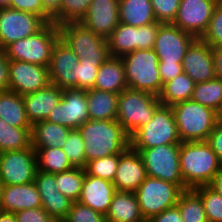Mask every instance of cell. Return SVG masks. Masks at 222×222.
<instances>
[{"mask_svg": "<svg viewBox=\"0 0 222 222\" xmlns=\"http://www.w3.org/2000/svg\"><path fill=\"white\" fill-rule=\"evenodd\" d=\"M63 90L56 85L40 89L23 97L26 116L31 125L46 120L50 111L58 104Z\"/></svg>", "mask_w": 222, "mask_h": 222, "instance_id": "cell-23", "label": "cell"}, {"mask_svg": "<svg viewBox=\"0 0 222 222\" xmlns=\"http://www.w3.org/2000/svg\"><path fill=\"white\" fill-rule=\"evenodd\" d=\"M127 87L145 91L156 96L161 94L163 84L159 73V59L153 49H137L121 57Z\"/></svg>", "mask_w": 222, "mask_h": 222, "instance_id": "cell-4", "label": "cell"}, {"mask_svg": "<svg viewBox=\"0 0 222 222\" xmlns=\"http://www.w3.org/2000/svg\"><path fill=\"white\" fill-rule=\"evenodd\" d=\"M37 172L36 152L23 150L0 153V178L4 185H23L34 181Z\"/></svg>", "mask_w": 222, "mask_h": 222, "instance_id": "cell-12", "label": "cell"}, {"mask_svg": "<svg viewBox=\"0 0 222 222\" xmlns=\"http://www.w3.org/2000/svg\"><path fill=\"white\" fill-rule=\"evenodd\" d=\"M36 152L37 170L57 174L74 168L62 148H33Z\"/></svg>", "mask_w": 222, "mask_h": 222, "instance_id": "cell-32", "label": "cell"}, {"mask_svg": "<svg viewBox=\"0 0 222 222\" xmlns=\"http://www.w3.org/2000/svg\"><path fill=\"white\" fill-rule=\"evenodd\" d=\"M161 24L162 23L156 21L151 24L139 27V49H153L155 38Z\"/></svg>", "mask_w": 222, "mask_h": 222, "instance_id": "cell-47", "label": "cell"}, {"mask_svg": "<svg viewBox=\"0 0 222 222\" xmlns=\"http://www.w3.org/2000/svg\"><path fill=\"white\" fill-rule=\"evenodd\" d=\"M179 156L185 190L209 185L222 168V163L207 141L181 142Z\"/></svg>", "mask_w": 222, "mask_h": 222, "instance_id": "cell-2", "label": "cell"}, {"mask_svg": "<svg viewBox=\"0 0 222 222\" xmlns=\"http://www.w3.org/2000/svg\"><path fill=\"white\" fill-rule=\"evenodd\" d=\"M194 190L201 196L208 222H222V195L208 185Z\"/></svg>", "mask_w": 222, "mask_h": 222, "instance_id": "cell-39", "label": "cell"}, {"mask_svg": "<svg viewBox=\"0 0 222 222\" xmlns=\"http://www.w3.org/2000/svg\"><path fill=\"white\" fill-rule=\"evenodd\" d=\"M43 20L55 23L61 17L62 0H42Z\"/></svg>", "mask_w": 222, "mask_h": 222, "instance_id": "cell-50", "label": "cell"}, {"mask_svg": "<svg viewBox=\"0 0 222 222\" xmlns=\"http://www.w3.org/2000/svg\"><path fill=\"white\" fill-rule=\"evenodd\" d=\"M212 55L214 61L215 75L222 79V47H213Z\"/></svg>", "mask_w": 222, "mask_h": 222, "instance_id": "cell-55", "label": "cell"}, {"mask_svg": "<svg viewBox=\"0 0 222 222\" xmlns=\"http://www.w3.org/2000/svg\"><path fill=\"white\" fill-rule=\"evenodd\" d=\"M168 144H181V140L171 106L161 104L153 118L130 136V147L149 149Z\"/></svg>", "mask_w": 222, "mask_h": 222, "instance_id": "cell-7", "label": "cell"}, {"mask_svg": "<svg viewBox=\"0 0 222 222\" xmlns=\"http://www.w3.org/2000/svg\"><path fill=\"white\" fill-rule=\"evenodd\" d=\"M8 0H0V7H5L7 6Z\"/></svg>", "mask_w": 222, "mask_h": 222, "instance_id": "cell-59", "label": "cell"}, {"mask_svg": "<svg viewBox=\"0 0 222 222\" xmlns=\"http://www.w3.org/2000/svg\"><path fill=\"white\" fill-rule=\"evenodd\" d=\"M181 192L176 184L147 176L135 191L144 220L176 206Z\"/></svg>", "mask_w": 222, "mask_h": 222, "instance_id": "cell-9", "label": "cell"}, {"mask_svg": "<svg viewBox=\"0 0 222 222\" xmlns=\"http://www.w3.org/2000/svg\"><path fill=\"white\" fill-rule=\"evenodd\" d=\"M120 156L121 154L109 155L88 162L86 174L113 182Z\"/></svg>", "mask_w": 222, "mask_h": 222, "instance_id": "cell-40", "label": "cell"}, {"mask_svg": "<svg viewBox=\"0 0 222 222\" xmlns=\"http://www.w3.org/2000/svg\"><path fill=\"white\" fill-rule=\"evenodd\" d=\"M46 22L38 15L0 7V49L38 32Z\"/></svg>", "mask_w": 222, "mask_h": 222, "instance_id": "cell-11", "label": "cell"}, {"mask_svg": "<svg viewBox=\"0 0 222 222\" xmlns=\"http://www.w3.org/2000/svg\"><path fill=\"white\" fill-rule=\"evenodd\" d=\"M3 189H4V183L2 182V180L0 178V206H1V198H2V194H3Z\"/></svg>", "mask_w": 222, "mask_h": 222, "instance_id": "cell-58", "label": "cell"}, {"mask_svg": "<svg viewBox=\"0 0 222 222\" xmlns=\"http://www.w3.org/2000/svg\"><path fill=\"white\" fill-rule=\"evenodd\" d=\"M13 214L17 222H57L42 207L21 210Z\"/></svg>", "mask_w": 222, "mask_h": 222, "instance_id": "cell-46", "label": "cell"}, {"mask_svg": "<svg viewBox=\"0 0 222 222\" xmlns=\"http://www.w3.org/2000/svg\"><path fill=\"white\" fill-rule=\"evenodd\" d=\"M119 22L134 27L156 22L151 0H119Z\"/></svg>", "mask_w": 222, "mask_h": 222, "instance_id": "cell-28", "label": "cell"}, {"mask_svg": "<svg viewBox=\"0 0 222 222\" xmlns=\"http://www.w3.org/2000/svg\"><path fill=\"white\" fill-rule=\"evenodd\" d=\"M62 149L74 167H86L84 140L78 129H71Z\"/></svg>", "mask_w": 222, "mask_h": 222, "instance_id": "cell-41", "label": "cell"}, {"mask_svg": "<svg viewBox=\"0 0 222 222\" xmlns=\"http://www.w3.org/2000/svg\"><path fill=\"white\" fill-rule=\"evenodd\" d=\"M41 196L33 182L23 185H4L0 211L16 213L41 207Z\"/></svg>", "mask_w": 222, "mask_h": 222, "instance_id": "cell-22", "label": "cell"}, {"mask_svg": "<svg viewBox=\"0 0 222 222\" xmlns=\"http://www.w3.org/2000/svg\"><path fill=\"white\" fill-rule=\"evenodd\" d=\"M213 47H222V0L216 3L210 23L200 38Z\"/></svg>", "mask_w": 222, "mask_h": 222, "instance_id": "cell-43", "label": "cell"}, {"mask_svg": "<svg viewBox=\"0 0 222 222\" xmlns=\"http://www.w3.org/2000/svg\"><path fill=\"white\" fill-rule=\"evenodd\" d=\"M51 84L48 67L9 60V91L24 96Z\"/></svg>", "mask_w": 222, "mask_h": 222, "instance_id": "cell-15", "label": "cell"}, {"mask_svg": "<svg viewBox=\"0 0 222 222\" xmlns=\"http://www.w3.org/2000/svg\"><path fill=\"white\" fill-rule=\"evenodd\" d=\"M176 206L183 222H208L201 196L194 189L183 190Z\"/></svg>", "mask_w": 222, "mask_h": 222, "instance_id": "cell-35", "label": "cell"}, {"mask_svg": "<svg viewBox=\"0 0 222 222\" xmlns=\"http://www.w3.org/2000/svg\"><path fill=\"white\" fill-rule=\"evenodd\" d=\"M191 100L220 114L222 109V79L217 77L194 86Z\"/></svg>", "mask_w": 222, "mask_h": 222, "instance_id": "cell-33", "label": "cell"}, {"mask_svg": "<svg viewBox=\"0 0 222 222\" xmlns=\"http://www.w3.org/2000/svg\"><path fill=\"white\" fill-rule=\"evenodd\" d=\"M34 183L39 193H50L58 191L55 182V174L45 173L37 170Z\"/></svg>", "mask_w": 222, "mask_h": 222, "instance_id": "cell-49", "label": "cell"}, {"mask_svg": "<svg viewBox=\"0 0 222 222\" xmlns=\"http://www.w3.org/2000/svg\"><path fill=\"white\" fill-rule=\"evenodd\" d=\"M146 177L147 172L140 153L131 147L124 150L113 180L116 191L135 192Z\"/></svg>", "mask_w": 222, "mask_h": 222, "instance_id": "cell-18", "label": "cell"}, {"mask_svg": "<svg viewBox=\"0 0 222 222\" xmlns=\"http://www.w3.org/2000/svg\"><path fill=\"white\" fill-rule=\"evenodd\" d=\"M106 40L110 56L122 57L139 49V27L120 22Z\"/></svg>", "mask_w": 222, "mask_h": 222, "instance_id": "cell-29", "label": "cell"}, {"mask_svg": "<svg viewBox=\"0 0 222 222\" xmlns=\"http://www.w3.org/2000/svg\"><path fill=\"white\" fill-rule=\"evenodd\" d=\"M7 7L30 12L40 16L43 19L42 0H8Z\"/></svg>", "mask_w": 222, "mask_h": 222, "instance_id": "cell-48", "label": "cell"}, {"mask_svg": "<svg viewBox=\"0 0 222 222\" xmlns=\"http://www.w3.org/2000/svg\"><path fill=\"white\" fill-rule=\"evenodd\" d=\"M143 159L147 176L176 184L182 191L185 184L180 171V144L158 145L149 149H134Z\"/></svg>", "mask_w": 222, "mask_h": 222, "instance_id": "cell-8", "label": "cell"}, {"mask_svg": "<svg viewBox=\"0 0 222 222\" xmlns=\"http://www.w3.org/2000/svg\"><path fill=\"white\" fill-rule=\"evenodd\" d=\"M161 105L158 96L139 90L124 89L119 93L116 120L131 136L148 123Z\"/></svg>", "mask_w": 222, "mask_h": 222, "instance_id": "cell-6", "label": "cell"}, {"mask_svg": "<svg viewBox=\"0 0 222 222\" xmlns=\"http://www.w3.org/2000/svg\"><path fill=\"white\" fill-rule=\"evenodd\" d=\"M39 194L42 200L41 207L57 222H62L66 218L73 201L59 191Z\"/></svg>", "mask_w": 222, "mask_h": 222, "instance_id": "cell-38", "label": "cell"}, {"mask_svg": "<svg viewBox=\"0 0 222 222\" xmlns=\"http://www.w3.org/2000/svg\"><path fill=\"white\" fill-rule=\"evenodd\" d=\"M84 140L86 165L130 147V136L117 120H88L78 127Z\"/></svg>", "mask_w": 222, "mask_h": 222, "instance_id": "cell-1", "label": "cell"}, {"mask_svg": "<svg viewBox=\"0 0 222 222\" xmlns=\"http://www.w3.org/2000/svg\"><path fill=\"white\" fill-rule=\"evenodd\" d=\"M0 222H17L13 213H6L0 211Z\"/></svg>", "mask_w": 222, "mask_h": 222, "instance_id": "cell-57", "label": "cell"}, {"mask_svg": "<svg viewBox=\"0 0 222 222\" xmlns=\"http://www.w3.org/2000/svg\"><path fill=\"white\" fill-rule=\"evenodd\" d=\"M86 96L90 120H116L119 94L93 88Z\"/></svg>", "mask_w": 222, "mask_h": 222, "instance_id": "cell-27", "label": "cell"}, {"mask_svg": "<svg viewBox=\"0 0 222 222\" xmlns=\"http://www.w3.org/2000/svg\"><path fill=\"white\" fill-rule=\"evenodd\" d=\"M0 118L11 126L31 128L28 121L23 97L16 92L0 91Z\"/></svg>", "mask_w": 222, "mask_h": 222, "instance_id": "cell-30", "label": "cell"}, {"mask_svg": "<svg viewBox=\"0 0 222 222\" xmlns=\"http://www.w3.org/2000/svg\"><path fill=\"white\" fill-rule=\"evenodd\" d=\"M9 90V60L4 50L0 49V91Z\"/></svg>", "mask_w": 222, "mask_h": 222, "instance_id": "cell-54", "label": "cell"}, {"mask_svg": "<svg viewBox=\"0 0 222 222\" xmlns=\"http://www.w3.org/2000/svg\"><path fill=\"white\" fill-rule=\"evenodd\" d=\"M78 62L79 57L62 38H59L54 45L48 66L51 84L62 90L72 89V70Z\"/></svg>", "mask_w": 222, "mask_h": 222, "instance_id": "cell-20", "label": "cell"}, {"mask_svg": "<svg viewBox=\"0 0 222 222\" xmlns=\"http://www.w3.org/2000/svg\"><path fill=\"white\" fill-rule=\"evenodd\" d=\"M85 173V168L74 167L71 170L55 174L58 191L73 202L79 201Z\"/></svg>", "mask_w": 222, "mask_h": 222, "instance_id": "cell-36", "label": "cell"}, {"mask_svg": "<svg viewBox=\"0 0 222 222\" xmlns=\"http://www.w3.org/2000/svg\"><path fill=\"white\" fill-rule=\"evenodd\" d=\"M207 142L211 146L212 150L218 156L220 162L222 163V120L220 119L213 131L209 134Z\"/></svg>", "mask_w": 222, "mask_h": 222, "instance_id": "cell-51", "label": "cell"}, {"mask_svg": "<svg viewBox=\"0 0 222 222\" xmlns=\"http://www.w3.org/2000/svg\"><path fill=\"white\" fill-rule=\"evenodd\" d=\"M104 62L79 58V62L72 70V89H93L99 67Z\"/></svg>", "mask_w": 222, "mask_h": 222, "instance_id": "cell-37", "label": "cell"}, {"mask_svg": "<svg viewBox=\"0 0 222 222\" xmlns=\"http://www.w3.org/2000/svg\"><path fill=\"white\" fill-rule=\"evenodd\" d=\"M146 222H183L180 210L177 206L166 209L159 215L153 216Z\"/></svg>", "mask_w": 222, "mask_h": 222, "instance_id": "cell-53", "label": "cell"}, {"mask_svg": "<svg viewBox=\"0 0 222 222\" xmlns=\"http://www.w3.org/2000/svg\"><path fill=\"white\" fill-rule=\"evenodd\" d=\"M115 192L113 182L85 173L79 202L105 216Z\"/></svg>", "mask_w": 222, "mask_h": 222, "instance_id": "cell-21", "label": "cell"}, {"mask_svg": "<svg viewBox=\"0 0 222 222\" xmlns=\"http://www.w3.org/2000/svg\"><path fill=\"white\" fill-rule=\"evenodd\" d=\"M219 118L222 120V109H221V112L219 114Z\"/></svg>", "mask_w": 222, "mask_h": 222, "instance_id": "cell-60", "label": "cell"}, {"mask_svg": "<svg viewBox=\"0 0 222 222\" xmlns=\"http://www.w3.org/2000/svg\"><path fill=\"white\" fill-rule=\"evenodd\" d=\"M80 23L107 39L120 23L119 0H92Z\"/></svg>", "mask_w": 222, "mask_h": 222, "instance_id": "cell-19", "label": "cell"}, {"mask_svg": "<svg viewBox=\"0 0 222 222\" xmlns=\"http://www.w3.org/2000/svg\"><path fill=\"white\" fill-rule=\"evenodd\" d=\"M60 38L79 57L91 61H106L110 56L107 40L80 22L59 25Z\"/></svg>", "mask_w": 222, "mask_h": 222, "instance_id": "cell-10", "label": "cell"}, {"mask_svg": "<svg viewBox=\"0 0 222 222\" xmlns=\"http://www.w3.org/2000/svg\"><path fill=\"white\" fill-rule=\"evenodd\" d=\"M31 147V128L11 126L0 118V153Z\"/></svg>", "mask_w": 222, "mask_h": 222, "instance_id": "cell-34", "label": "cell"}, {"mask_svg": "<svg viewBox=\"0 0 222 222\" xmlns=\"http://www.w3.org/2000/svg\"><path fill=\"white\" fill-rule=\"evenodd\" d=\"M171 108L181 142L207 141L220 120L216 111L191 99L176 103Z\"/></svg>", "mask_w": 222, "mask_h": 222, "instance_id": "cell-3", "label": "cell"}, {"mask_svg": "<svg viewBox=\"0 0 222 222\" xmlns=\"http://www.w3.org/2000/svg\"><path fill=\"white\" fill-rule=\"evenodd\" d=\"M194 86V81L183 72L163 85L161 94L158 96L160 103L172 106L176 103L189 100L192 96Z\"/></svg>", "mask_w": 222, "mask_h": 222, "instance_id": "cell-31", "label": "cell"}, {"mask_svg": "<svg viewBox=\"0 0 222 222\" xmlns=\"http://www.w3.org/2000/svg\"><path fill=\"white\" fill-rule=\"evenodd\" d=\"M59 38V27L48 22L35 34L8 45L4 52L8 60L48 67L54 45Z\"/></svg>", "mask_w": 222, "mask_h": 222, "instance_id": "cell-5", "label": "cell"}, {"mask_svg": "<svg viewBox=\"0 0 222 222\" xmlns=\"http://www.w3.org/2000/svg\"><path fill=\"white\" fill-rule=\"evenodd\" d=\"M196 38L172 23L159 26L153 50L159 63L182 64L186 50Z\"/></svg>", "mask_w": 222, "mask_h": 222, "instance_id": "cell-13", "label": "cell"}, {"mask_svg": "<svg viewBox=\"0 0 222 222\" xmlns=\"http://www.w3.org/2000/svg\"><path fill=\"white\" fill-rule=\"evenodd\" d=\"M92 0H62L61 17L54 23L57 26L65 23L80 22L89 9Z\"/></svg>", "mask_w": 222, "mask_h": 222, "instance_id": "cell-42", "label": "cell"}, {"mask_svg": "<svg viewBox=\"0 0 222 222\" xmlns=\"http://www.w3.org/2000/svg\"><path fill=\"white\" fill-rule=\"evenodd\" d=\"M71 128L46 120L31 125V146L33 148H62Z\"/></svg>", "mask_w": 222, "mask_h": 222, "instance_id": "cell-26", "label": "cell"}, {"mask_svg": "<svg viewBox=\"0 0 222 222\" xmlns=\"http://www.w3.org/2000/svg\"><path fill=\"white\" fill-rule=\"evenodd\" d=\"M158 69L163 85L183 73L182 64L159 63Z\"/></svg>", "mask_w": 222, "mask_h": 222, "instance_id": "cell-52", "label": "cell"}, {"mask_svg": "<svg viewBox=\"0 0 222 222\" xmlns=\"http://www.w3.org/2000/svg\"><path fill=\"white\" fill-rule=\"evenodd\" d=\"M218 0H181L172 23L184 32L201 38L205 33Z\"/></svg>", "mask_w": 222, "mask_h": 222, "instance_id": "cell-16", "label": "cell"}, {"mask_svg": "<svg viewBox=\"0 0 222 222\" xmlns=\"http://www.w3.org/2000/svg\"><path fill=\"white\" fill-rule=\"evenodd\" d=\"M214 191L222 195V168L219 172L214 176L210 184L208 185Z\"/></svg>", "mask_w": 222, "mask_h": 222, "instance_id": "cell-56", "label": "cell"}, {"mask_svg": "<svg viewBox=\"0 0 222 222\" xmlns=\"http://www.w3.org/2000/svg\"><path fill=\"white\" fill-rule=\"evenodd\" d=\"M93 88L115 94H119L122 90L128 88L121 57L109 56L101 64Z\"/></svg>", "mask_w": 222, "mask_h": 222, "instance_id": "cell-25", "label": "cell"}, {"mask_svg": "<svg viewBox=\"0 0 222 222\" xmlns=\"http://www.w3.org/2000/svg\"><path fill=\"white\" fill-rule=\"evenodd\" d=\"M181 0H151L156 21L162 24L173 23Z\"/></svg>", "mask_w": 222, "mask_h": 222, "instance_id": "cell-45", "label": "cell"}, {"mask_svg": "<svg viewBox=\"0 0 222 222\" xmlns=\"http://www.w3.org/2000/svg\"><path fill=\"white\" fill-rule=\"evenodd\" d=\"M62 222H105V216L79 201L72 206Z\"/></svg>", "mask_w": 222, "mask_h": 222, "instance_id": "cell-44", "label": "cell"}, {"mask_svg": "<svg viewBox=\"0 0 222 222\" xmlns=\"http://www.w3.org/2000/svg\"><path fill=\"white\" fill-rule=\"evenodd\" d=\"M89 119L86 90L64 89L60 101L50 111L46 121L78 129Z\"/></svg>", "mask_w": 222, "mask_h": 222, "instance_id": "cell-14", "label": "cell"}, {"mask_svg": "<svg viewBox=\"0 0 222 222\" xmlns=\"http://www.w3.org/2000/svg\"><path fill=\"white\" fill-rule=\"evenodd\" d=\"M105 222H146L141 214L136 193L116 191L105 215Z\"/></svg>", "mask_w": 222, "mask_h": 222, "instance_id": "cell-24", "label": "cell"}, {"mask_svg": "<svg viewBox=\"0 0 222 222\" xmlns=\"http://www.w3.org/2000/svg\"><path fill=\"white\" fill-rule=\"evenodd\" d=\"M182 67L183 72L195 84L215 78L212 47L200 38H196L186 50Z\"/></svg>", "mask_w": 222, "mask_h": 222, "instance_id": "cell-17", "label": "cell"}]
</instances>
